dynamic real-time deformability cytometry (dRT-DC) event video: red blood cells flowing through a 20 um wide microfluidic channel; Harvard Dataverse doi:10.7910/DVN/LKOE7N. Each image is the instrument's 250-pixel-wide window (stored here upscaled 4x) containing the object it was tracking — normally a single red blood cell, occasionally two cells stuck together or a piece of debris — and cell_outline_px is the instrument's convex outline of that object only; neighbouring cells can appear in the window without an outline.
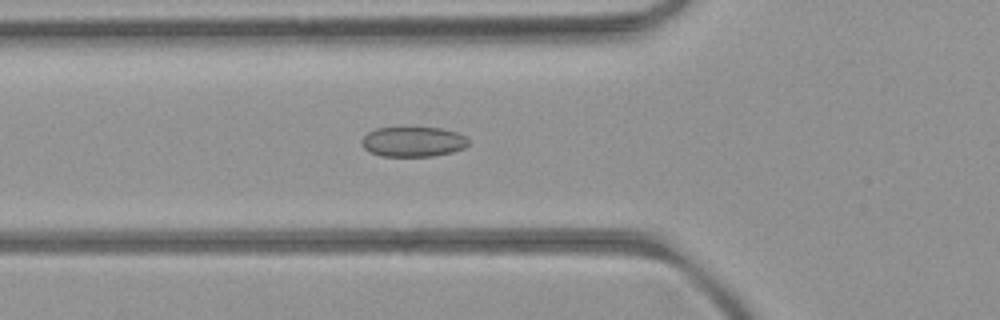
{"species": "common noctule bat (a hibernating species)", "species_latin": "Nyctalus noctula", "temperature_condition": "room temperature", "stored_images_in_passage": 53, "camera_frame_rate_fps": 3000, "um_per_image_px": 0.085, "animal": {"sex": "female", "body_mass_g": 21.9}, "frame": {"image": 1, "passage_image": 18, "time_ms": 5.667, "image_size_px": [1000, 320], "cell_outline_px": [[468, 144], [464, 148], [452, 152], [432, 156], [380, 156], [368, 152], [360, 144], [360, 140], [368, 132], [376, 128], [440, 128], [456, 132], [468, 136]], "centroid_in_image_um": [35.09, 12.05], "position_along_channel_um": 90.7, "area_um2": 18.79}}
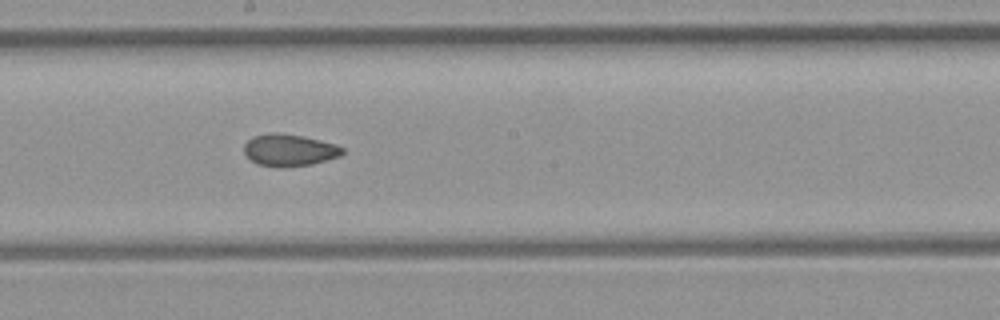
{"frame": {"image": 2, "passage_image": 28, "time_ms": 9.0, "image_size_px": [1000, 320], "cell_outline_px": [[344, 152], [340, 156], [312, 164], [280, 168], [256, 164], [244, 152], [244, 144], [252, 136], [272, 132], [276, 132], [300, 136], [320, 140], [336, 144], [344, 148]], "centroid_in_image_um": [24.58, 12.76], "position_along_channel_um": 223.6, "area_um2": 18.38}}
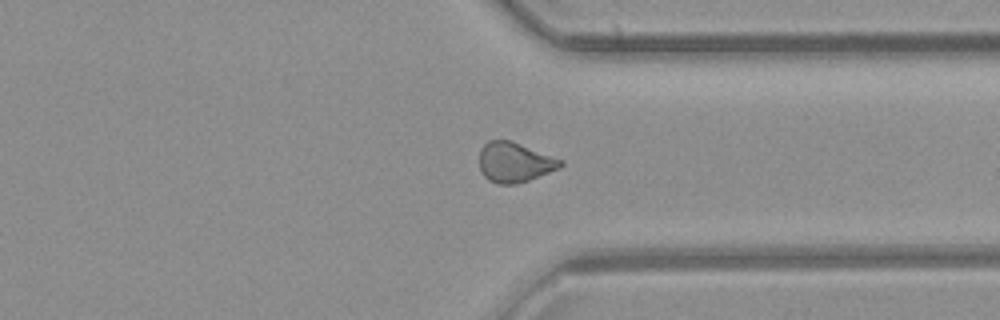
{"frame": {"image": 3, "passage_image": 39, "time_ms": 12.667, "image_size_px": [1000, 320], "cell_outline_px": [[564, 164], [548, 172], [528, 180], [512, 184], [500, 184], [488, 180], [480, 172], [480, 148], [488, 140], [512, 140], [564, 160]], "centroid_in_image_um": [43.72, 13.77], "position_along_channel_um": 367.7, "area_um2": 18.84}}